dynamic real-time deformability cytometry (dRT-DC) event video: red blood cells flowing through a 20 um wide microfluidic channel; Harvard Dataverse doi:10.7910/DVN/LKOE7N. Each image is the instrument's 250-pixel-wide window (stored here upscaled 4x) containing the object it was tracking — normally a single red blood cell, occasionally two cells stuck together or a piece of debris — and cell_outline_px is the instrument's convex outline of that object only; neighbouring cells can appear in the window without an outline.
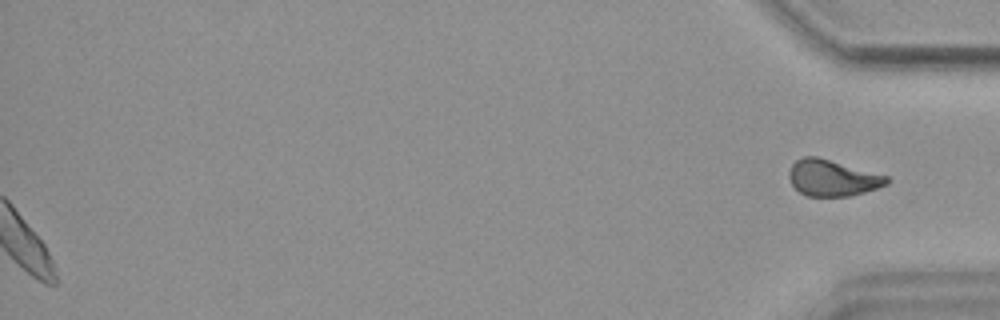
{"species": "common noctule bat (a hibernating species)", "species_latin": "Nyctalus noctula", "temperature_condition": "warm", "stored_images_in_passage": 45, "segment_of_instrument_passage": [2, 2], "camera_frame_rate_fps": 3000, "um_per_image_px": 0.085, "animal": {"sex": "female", "body_mass_g": 18.4}, "frame": {"image": 1, "passage_image": 45, "time_ms": 14.667, "image_size_px": [1000, 320], "cell_outline_px": [[888, 184], [852, 196], [808, 196], [800, 192], [792, 184], [788, 176], [788, 172], [792, 164], [796, 160], [804, 156], [816, 156], [888, 176]], "centroid_in_image_um": [70.73, 15.12], "position_along_channel_um": 364.5, "area_um2": 20.46}}